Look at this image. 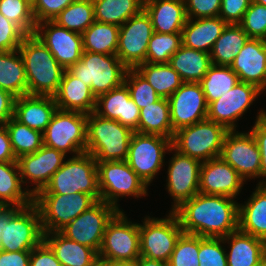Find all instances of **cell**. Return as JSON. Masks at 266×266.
Segmentation results:
<instances>
[{
	"instance_id": "cell-34",
	"label": "cell",
	"mask_w": 266,
	"mask_h": 266,
	"mask_svg": "<svg viewBox=\"0 0 266 266\" xmlns=\"http://www.w3.org/2000/svg\"><path fill=\"white\" fill-rule=\"evenodd\" d=\"M0 89L16 98L28 94L24 61L19 50L0 52Z\"/></svg>"
},
{
	"instance_id": "cell-61",
	"label": "cell",
	"mask_w": 266,
	"mask_h": 266,
	"mask_svg": "<svg viewBox=\"0 0 266 266\" xmlns=\"http://www.w3.org/2000/svg\"><path fill=\"white\" fill-rule=\"evenodd\" d=\"M7 207L8 206L4 202L0 201V213L3 212Z\"/></svg>"
},
{
	"instance_id": "cell-22",
	"label": "cell",
	"mask_w": 266,
	"mask_h": 266,
	"mask_svg": "<svg viewBox=\"0 0 266 266\" xmlns=\"http://www.w3.org/2000/svg\"><path fill=\"white\" fill-rule=\"evenodd\" d=\"M246 182L221 157L203 162L200 167L199 193L236 199Z\"/></svg>"
},
{
	"instance_id": "cell-37",
	"label": "cell",
	"mask_w": 266,
	"mask_h": 266,
	"mask_svg": "<svg viewBox=\"0 0 266 266\" xmlns=\"http://www.w3.org/2000/svg\"><path fill=\"white\" fill-rule=\"evenodd\" d=\"M120 27L94 21L81 35L83 51L113 55L118 48Z\"/></svg>"
},
{
	"instance_id": "cell-15",
	"label": "cell",
	"mask_w": 266,
	"mask_h": 266,
	"mask_svg": "<svg viewBox=\"0 0 266 266\" xmlns=\"http://www.w3.org/2000/svg\"><path fill=\"white\" fill-rule=\"evenodd\" d=\"M153 33L151 18L144 9L120 26L116 55L128 69H135L146 62Z\"/></svg>"
},
{
	"instance_id": "cell-57",
	"label": "cell",
	"mask_w": 266,
	"mask_h": 266,
	"mask_svg": "<svg viewBox=\"0 0 266 266\" xmlns=\"http://www.w3.org/2000/svg\"><path fill=\"white\" fill-rule=\"evenodd\" d=\"M17 161L16 156L13 153L7 128L4 125H0V162Z\"/></svg>"
},
{
	"instance_id": "cell-19",
	"label": "cell",
	"mask_w": 266,
	"mask_h": 266,
	"mask_svg": "<svg viewBox=\"0 0 266 266\" xmlns=\"http://www.w3.org/2000/svg\"><path fill=\"white\" fill-rule=\"evenodd\" d=\"M34 35L64 69H69L81 59L83 42L80 33L60 27L53 21H43L36 24Z\"/></svg>"
},
{
	"instance_id": "cell-52",
	"label": "cell",
	"mask_w": 266,
	"mask_h": 266,
	"mask_svg": "<svg viewBox=\"0 0 266 266\" xmlns=\"http://www.w3.org/2000/svg\"><path fill=\"white\" fill-rule=\"evenodd\" d=\"M187 18L200 19L219 16L221 0H184Z\"/></svg>"
},
{
	"instance_id": "cell-43",
	"label": "cell",
	"mask_w": 266,
	"mask_h": 266,
	"mask_svg": "<svg viewBox=\"0 0 266 266\" xmlns=\"http://www.w3.org/2000/svg\"><path fill=\"white\" fill-rule=\"evenodd\" d=\"M182 45V33H153L148 43L146 62L169 63L171 56Z\"/></svg>"
},
{
	"instance_id": "cell-25",
	"label": "cell",
	"mask_w": 266,
	"mask_h": 266,
	"mask_svg": "<svg viewBox=\"0 0 266 266\" xmlns=\"http://www.w3.org/2000/svg\"><path fill=\"white\" fill-rule=\"evenodd\" d=\"M61 110L90 114L95 111L96 96L90 86L65 69L56 94L53 96Z\"/></svg>"
},
{
	"instance_id": "cell-50",
	"label": "cell",
	"mask_w": 266,
	"mask_h": 266,
	"mask_svg": "<svg viewBox=\"0 0 266 266\" xmlns=\"http://www.w3.org/2000/svg\"><path fill=\"white\" fill-rule=\"evenodd\" d=\"M76 0H33L32 11L36 24L53 19Z\"/></svg>"
},
{
	"instance_id": "cell-29",
	"label": "cell",
	"mask_w": 266,
	"mask_h": 266,
	"mask_svg": "<svg viewBox=\"0 0 266 266\" xmlns=\"http://www.w3.org/2000/svg\"><path fill=\"white\" fill-rule=\"evenodd\" d=\"M238 230L266 242V184H257L244 204H238Z\"/></svg>"
},
{
	"instance_id": "cell-62",
	"label": "cell",
	"mask_w": 266,
	"mask_h": 266,
	"mask_svg": "<svg viewBox=\"0 0 266 266\" xmlns=\"http://www.w3.org/2000/svg\"><path fill=\"white\" fill-rule=\"evenodd\" d=\"M258 4L265 5L266 6V0H252Z\"/></svg>"
},
{
	"instance_id": "cell-53",
	"label": "cell",
	"mask_w": 266,
	"mask_h": 266,
	"mask_svg": "<svg viewBox=\"0 0 266 266\" xmlns=\"http://www.w3.org/2000/svg\"><path fill=\"white\" fill-rule=\"evenodd\" d=\"M252 0H221L219 16L227 24H239Z\"/></svg>"
},
{
	"instance_id": "cell-63",
	"label": "cell",
	"mask_w": 266,
	"mask_h": 266,
	"mask_svg": "<svg viewBox=\"0 0 266 266\" xmlns=\"http://www.w3.org/2000/svg\"><path fill=\"white\" fill-rule=\"evenodd\" d=\"M112 266H135L134 264H117Z\"/></svg>"
},
{
	"instance_id": "cell-24",
	"label": "cell",
	"mask_w": 266,
	"mask_h": 266,
	"mask_svg": "<svg viewBox=\"0 0 266 266\" xmlns=\"http://www.w3.org/2000/svg\"><path fill=\"white\" fill-rule=\"evenodd\" d=\"M94 112L103 118L116 120L133 131L138 128L140 108L130 97L129 90L124 83L99 95Z\"/></svg>"
},
{
	"instance_id": "cell-21",
	"label": "cell",
	"mask_w": 266,
	"mask_h": 266,
	"mask_svg": "<svg viewBox=\"0 0 266 266\" xmlns=\"http://www.w3.org/2000/svg\"><path fill=\"white\" fill-rule=\"evenodd\" d=\"M66 156L59 150L43 145L36 152L17 159L23 186L26 183L35 185L29 189L32 196L46 187L52 175L64 164Z\"/></svg>"
},
{
	"instance_id": "cell-14",
	"label": "cell",
	"mask_w": 266,
	"mask_h": 266,
	"mask_svg": "<svg viewBox=\"0 0 266 266\" xmlns=\"http://www.w3.org/2000/svg\"><path fill=\"white\" fill-rule=\"evenodd\" d=\"M113 205L97 201L72 220L60 233L67 239L99 252L107 223L118 212Z\"/></svg>"
},
{
	"instance_id": "cell-30",
	"label": "cell",
	"mask_w": 266,
	"mask_h": 266,
	"mask_svg": "<svg viewBox=\"0 0 266 266\" xmlns=\"http://www.w3.org/2000/svg\"><path fill=\"white\" fill-rule=\"evenodd\" d=\"M230 247L226 251L228 266H255L266 255V242L237 230L222 237Z\"/></svg>"
},
{
	"instance_id": "cell-17",
	"label": "cell",
	"mask_w": 266,
	"mask_h": 266,
	"mask_svg": "<svg viewBox=\"0 0 266 266\" xmlns=\"http://www.w3.org/2000/svg\"><path fill=\"white\" fill-rule=\"evenodd\" d=\"M168 152L174 153L169 160L166 179V189L174 201L170 211H174L184 201L199 193L202 163L197 159L179 153L173 147Z\"/></svg>"
},
{
	"instance_id": "cell-55",
	"label": "cell",
	"mask_w": 266,
	"mask_h": 266,
	"mask_svg": "<svg viewBox=\"0 0 266 266\" xmlns=\"http://www.w3.org/2000/svg\"><path fill=\"white\" fill-rule=\"evenodd\" d=\"M31 251L0 250V266H29Z\"/></svg>"
},
{
	"instance_id": "cell-18",
	"label": "cell",
	"mask_w": 266,
	"mask_h": 266,
	"mask_svg": "<svg viewBox=\"0 0 266 266\" xmlns=\"http://www.w3.org/2000/svg\"><path fill=\"white\" fill-rule=\"evenodd\" d=\"M263 93L257 86L238 82L232 89L208 105L207 119L223 125L228 131L236 130V123Z\"/></svg>"
},
{
	"instance_id": "cell-51",
	"label": "cell",
	"mask_w": 266,
	"mask_h": 266,
	"mask_svg": "<svg viewBox=\"0 0 266 266\" xmlns=\"http://www.w3.org/2000/svg\"><path fill=\"white\" fill-rule=\"evenodd\" d=\"M256 121L250 130L261 154V178L258 184H266V111L257 112Z\"/></svg>"
},
{
	"instance_id": "cell-31",
	"label": "cell",
	"mask_w": 266,
	"mask_h": 266,
	"mask_svg": "<svg viewBox=\"0 0 266 266\" xmlns=\"http://www.w3.org/2000/svg\"><path fill=\"white\" fill-rule=\"evenodd\" d=\"M43 241L51 248L62 266H89L98 258L94 249L67 239L60 232L44 233Z\"/></svg>"
},
{
	"instance_id": "cell-7",
	"label": "cell",
	"mask_w": 266,
	"mask_h": 266,
	"mask_svg": "<svg viewBox=\"0 0 266 266\" xmlns=\"http://www.w3.org/2000/svg\"><path fill=\"white\" fill-rule=\"evenodd\" d=\"M227 132L223 125L204 119L174 132L172 147L203 163L220 157Z\"/></svg>"
},
{
	"instance_id": "cell-1",
	"label": "cell",
	"mask_w": 266,
	"mask_h": 266,
	"mask_svg": "<svg viewBox=\"0 0 266 266\" xmlns=\"http://www.w3.org/2000/svg\"><path fill=\"white\" fill-rule=\"evenodd\" d=\"M222 195L198 193L173 212L183 233L201 237H225L238 230V203Z\"/></svg>"
},
{
	"instance_id": "cell-59",
	"label": "cell",
	"mask_w": 266,
	"mask_h": 266,
	"mask_svg": "<svg viewBox=\"0 0 266 266\" xmlns=\"http://www.w3.org/2000/svg\"><path fill=\"white\" fill-rule=\"evenodd\" d=\"M89 266H112L110 265L107 261H105L104 259L101 258H97L96 260H94Z\"/></svg>"
},
{
	"instance_id": "cell-6",
	"label": "cell",
	"mask_w": 266,
	"mask_h": 266,
	"mask_svg": "<svg viewBox=\"0 0 266 266\" xmlns=\"http://www.w3.org/2000/svg\"><path fill=\"white\" fill-rule=\"evenodd\" d=\"M127 67L116 54L107 55L83 51L81 59L68 70L90 86L96 98L124 83Z\"/></svg>"
},
{
	"instance_id": "cell-26",
	"label": "cell",
	"mask_w": 266,
	"mask_h": 266,
	"mask_svg": "<svg viewBox=\"0 0 266 266\" xmlns=\"http://www.w3.org/2000/svg\"><path fill=\"white\" fill-rule=\"evenodd\" d=\"M52 96L23 95L14 102V118L33 130L44 133L57 110Z\"/></svg>"
},
{
	"instance_id": "cell-5",
	"label": "cell",
	"mask_w": 266,
	"mask_h": 266,
	"mask_svg": "<svg viewBox=\"0 0 266 266\" xmlns=\"http://www.w3.org/2000/svg\"><path fill=\"white\" fill-rule=\"evenodd\" d=\"M65 160L50 182L37 194L87 193L100 201L97 161L88 152Z\"/></svg>"
},
{
	"instance_id": "cell-10",
	"label": "cell",
	"mask_w": 266,
	"mask_h": 266,
	"mask_svg": "<svg viewBox=\"0 0 266 266\" xmlns=\"http://www.w3.org/2000/svg\"><path fill=\"white\" fill-rule=\"evenodd\" d=\"M100 201L119 209V197L142 198L148 195V186L130 168L126 160L97 162Z\"/></svg>"
},
{
	"instance_id": "cell-3",
	"label": "cell",
	"mask_w": 266,
	"mask_h": 266,
	"mask_svg": "<svg viewBox=\"0 0 266 266\" xmlns=\"http://www.w3.org/2000/svg\"><path fill=\"white\" fill-rule=\"evenodd\" d=\"M43 234L33 202L25 207L8 206L0 213V250L31 251L43 241Z\"/></svg>"
},
{
	"instance_id": "cell-39",
	"label": "cell",
	"mask_w": 266,
	"mask_h": 266,
	"mask_svg": "<svg viewBox=\"0 0 266 266\" xmlns=\"http://www.w3.org/2000/svg\"><path fill=\"white\" fill-rule=\"evenodd\" d=\"M162 98H169L184 82L169 63H142L135 68Z\"/></svg>"
},
{
	"instance_id": "cell-23",
	"label": "cell",
	"mask_w": 266,
	"mask_h": 266,
	"mask_svg": "<svg viewBox=\"0 0 266 266\" xmlns=\"http://www.w3.org/2000/svg\"><path fill=\"white\" fill-rule=\"evenodd\" d=\"M230 68L240 82L266 90V40L250 38L237 54Z\"/></svg>"
},
{
	"instance_id": "cell-11",
	"label": "cell",
	"mask_w": 266,
	"mask_h": 266,
	"mask_svg": "<svg viewBox=\"0 0 266 266\" xmlns=\"http://www.w3.org/2000/svg\"><path fill=\"white\" fill-rule=\"evenodd\" d=\"M87 114L57 109L43 133V145L73 156L86 152Z\"/></svg>"
},
{
	"instance_id": "cell-13",
	"label": "cell",
	"mask_w": 266,
	"mask_h": 266,
	"mask_svg": "<svg viewBox=\"0 0 266 266\" xmlns=\"http://www.w3.org/2000/svg\"><path fill=\"white\" fill-rule=\"evenodd\" d=\"M171 147L172 139L134 131L129 143L126 162L149 186L158 172L165 166L164 157Z\"/></svg>"
},
{
	"instance_id": "cell-44",
	"label": "cell",
	"mask_w": 266,
	"mask_h": 266,
	"mask_svg": "<svg viewBox=\"0 0 266 266\" xmlns=\"http://www.w3.org/2000/svg\"><path fill=\"white\" fill-rule=\"evenodd\" d=\"M0 12L27 35L34 34L36 22L30 0H0Z\"/></svg>"
},
{
	"instance_id": "cell-20",
	"label": "cell",
	"mask_w": 266,
	"mask_h": 266,
	"mask_svg": "<svg viewBox=\"0 0 266 266\" xmlns=\"http://www.w3.org/2000/svg\"><path fill=\"white\" fill-rule=\"evenodd\" d=\"M168 101L173 132L207 119L208 104L200 83L184 82Z\"/></svg>"
},
{
	"instance_id": "cell-35",
	"label": "cell",
	"mask_w": 266,
	"mask_h": 266,
	"mask_svg": "<svg viewBox=\"0 0 266 266\" xmlns=\"http://www.w3.org/2000/svg\"><path fill=\"white\" fill-rule=\"evenodd\" d=\"M250 37L239 24H227L211 51V63L230 66Z\"/></svg>"
},
{
	"instance_id": "cell-54",
	"label": "cell",
	"mask_w": 266,
	"mask_h": 266,
	"mask_svg": "<svg viewBox=\"0 0 266 266\" xmlns=\"http://www.w3.org/2000/svg\"><path fill=\"white\" fill-rule=\"evenodd\" d=\"M29 266H62L51 248L42 241L31 250Z\"/></svg>"
},
{
	"instance_id": "cell-60",
	"label": "cell",
	"mask_w": 266,
	"mask_h": 266,
	"mask_svg": "<svg viewBox=\"0 0 266 266\" xmlns=\"http://www.w3.org/2000/svg\"><path fill=\"white\" fill-rule=\"evenodd\" d=\"M255 266H266V255H264Z\"/></svg>"
},
{
	"instance_id": "cell-41",
	"label": "cell",
	"mask_w": 266,
	"mask_h": 266,
	"mask_svg": "<svg viewBox=\"0 0 266 266\" xmlns=\"http://www.w3.org/2000/svg\"><path fill=\"white\" fill-rule=\"evenodd\" d=\"M5 126L17 159L23 155L32 154L43 146V133L21 124L14 117L9 119Z\"/></svg>"
},
{
	"instance_id": "cell-36",
	"label": "cell",
	"mask_w": 266,
	"mask_h": 266,
	"mask_svg": "<svg viewBox=\"0 0 266 266\" xmlns=\"http://www.w3.org/2000/svg\"><path fill=\"white\" fill-rule=\"evenodd\" d=\"M135 131L173 139L174 132L170 119L168 98H161L157 102L140 109V120Z\"/></svg>"
},
{
	"instance_id": "cell-46",
	"label": "cell",
	"mask_w": 266,
	"mask_h": 266,
	"mask_svg": "<svg viewBox=\"0 0 266 266\" xmlns=\"http://www.w3.org/2000/svg\"><path fill=\"white\" fill-rule=\"evenodd\" d=\"M199 236L182 233L171 254L168 266H199Z\"/></svg>"
},
{
	"instance_id": "cell-9",
	"label": "cell",
	"mask_w": 266,
	"mask_h": 266,
	"mask_svg": "<svg viewBox=\"0 0 266 266\" xmlns=\"http://www.w3.org/2000/svg\"><path fill=\"white\" fill-rule=\"evenodd\" d=\"M97 201L87 193L36 194V205L43 233L60 232L72 220L88 210Z\"/></svg>"
},
{
	"instance_id": "cell-33",
	"label": "cell",
	"mask_w": 266,
	"mask_h": 266,
	"mask_svg": "<svg viewBox=\"0 0 266 266\" xmlns=\"http://www.w3.org/2000/svg\"><path fill=\"white\" fill-rule=\"evenodd\" d=\"M0 201L15 207H25L33 202L29 189L22 188L17 161L0 162Z\"/></svg>"
},
{
	"instance_id": "cell-56",
	"label": "cell",
	"mask_w": 266,
	"mask_h": 266,
	"mask_svg": "<svg viewBox=\"0 0 266 266\" xmlns=\"http://www.w3.org/2000/svg\"><path fill=\"white\" fill-rule=\"evenodd\" d=\"M15 99L10 92L0 89V125H4L14 116Z\"/></svg>"
},
{
	"instance_id": "cell-58",
	"label": "cell",
	"mask_w": 266,
	"mask_h": 266,
	"mask_svg": "<svg viewBox=\"0 0 266 266\" xmlns=\"http://www.w3.org/2000/svg\"><path fill=\"white\" fill-rule=\"evenodd\" d=\"M135 266H168L167 262L155 259H149L144 256H140L135 262Z\"/></svg>"
},
{
	"instance_id": "cell-16",
	"label": "cell",
	"mask_w": 266,
	"mask_h": 266,
	"mask_svg": "<svg viewBox=\"0 0 266 266\" xmlns=\"http://www.w3.org/2000/svg\"><path fill=\"white\" fill-rule=\"evenodd\" d=\"M220 157L245 180L261 177V154L250 131H228Z\"/></svg>"
},
{
	"instance_id": "cell-38",
	"label": "cell",
	"mask_w": 266,
	"mask_h": 266,
	"mask_svg": "<svg viewBox=\"0 0 266 266\" xmlns=\"http://www.w3.org/2000/svg\"><path fill=\"white\" fill-rule=\"evenodd\" d=\"M95 21L122 26L144 9V0H93Z\"/></svg>"
},
{
	"instance_id": "cell-28",
	"label": "cell",
	"mask_w": 266,
	"mask_h": 266,
	"mask_svg": "<svg viewBox=\"0 0 266 266\" xmlns=\"http://www.w3.org/2000/svg\"><path fill=\"white\" fill-rule=\"evenodd\" d=\"M226 26L227 23L220 16L200 19L187 18L182 29V45L210 53L215 41Z\"/></svg>"
},
{
	"instance_id": "cell-27",
	"label": "cell",
	"mask_w": 266,
	"mask_h": 266,
	"mask_svg": "<svg viewBox=\"0 0 266 266\" xmlns=\"http://www.w3.org/2000/svg\"><path fill=\"white\" fill-rule=\"evenodd\" d=\"M155 33H182L187 15L184 0H145Z\"/></svg>"
},
{
	"instance_id": "cell-8",
	"label": "cell",
	"mask_w": 266,
	"mask_h": 266,
	"mask_svg": "<svg viewBox=\"0 0 266 266\" xmlns=\"http://www.w3.org/2000/svg\"><path fill=\"white\" fill-rule=\"evenodd\" d=\"M98 257L110 265L134 264L140 257L139 223L128 220L123 209L107 223Z\"/></svg>"
},
{
	"instance_id": "cell-2",
	"label": "cell",
	"mask_w": 266,
	"mask_h": 266,
	"mask_svg": "<svg viewBox=\"0 0 266 266\" xmlns=\"http://www.w3.org/2000/svg\"><path fill=\"white\" fill-rule=\"evenodd\" d=\"M25 66L29 95L54 96L65 69L34 35H27L18 48Z\"/></svg>"
},
{
	"instance_id": "cell-47",
	"label": "cell",
	"mask_w": 266,
	"mask_h": 266,
	"mask_svg": "<svg viewBox=\"0 0 266 266\" xmlns=\"http://www.w3.org/2000/svg\"><path fill=\"white\" fill-rule=\"evenodd\" d=\"M222 237L199 236V266H228Z\"/></svg>"
},
{
	"instance_id": "cell-45",
	"label": "cell",
	"mask_w": 266,
	"mask_h": 266,
	"mask_svg": "<svg viewBox=\"0 0 266 266\" xmlns=\"http://www.w3.org/2000/svg\"><path fill=\"white\" fill-rule=\"evenodd\" d=\"M124 84L129 90L130 97L140 109L162 98L136 69H127Z\"/></svg>"
},
{
	"instance_id": "cell-48",
	"label": "cell",
	"mask_w": 266,
	"mask_h": 266,
	"mask_svg": "<svg viewBox=\"0 0 266 266\" xmlns=\"http://www.w3.org/2000/svg\"><path fill=\"white\" fill-rule=\"evenodd\" d=\"M239 25L250 38L266 40V6L251 1Z\"/></svg>"
},
{
	"instance_id": "cell-32",
	"label": "cell",
	"mask_w": 266,
	"mask_h": 266,
	"mask_svg": "<svg viewBox=\"0 0 266 266\" xmlns=\"http://www.w3.org/2000/svg\"><path fill=\"white\" fill-rule=\"evenodd\" d=\"M169 64L178 72L183 82L193 83H199L212 65L209 53L184 45L171 56Z\"/></svg>"
},
{
	"instance_id": "cell-42",
	"label": "cell",
	"mask_w": 266,
	"mask_h": 266,
	"mask_svg": "<svg viewBox=\"0 0 266 266\" xmlns=\"http://www.w3.org/2000/svg\"><path fill=\"white\" fill-rule=\"evenodd\" d=\"M94 21L93 0H76L53 19L58 26L80 34Z\"/></svg>"
},
{
	"instance_id": "cell-49",
	"label": "cell",
	"mask_w": 266,
	"mask_h": 266,
	"mask_svg": "<svg viewBox=\"0 0 266 266\" xmlns=\"http://www.w3.org/2000/svg\"><path fill=\"white\" fill-rule=\"evenodd\" d=\"M27 34L0 12V52L18 50Z\"/></svg>"
},
{
	"instance_id": "cell-40",
	"label": "cell",
	"mask_w": 266,
	"mask_h": 266,
	"mask_svg": "<svg viewBox=\"0 0 266 266\" xmlns=\"http://www.w3.org/2000/svg\"><path fill=\"white\" fill-rule=\"evenodd\" d=\"M238 82V75L230 66L212 64L199 83L209 105L232 89Z\"/></svg>"
},
{
	"instance_id": "cell-4",
	"label": "cell",
	"mask_w": 266,
	"mask_h": 266,
	"mask_svg": "<svg viewBox=\"0 0 266 266\" xmlns=\"http://www.w3.org/2000/svg\"><path fill=\"white\" fill-rule=\"evenodd\" d=\"M134 131L95 112L87 115L86 152L97 162L126 160Z\"/></svg>"
},
{
	"instance_id": "cell-12",
	"label": "cell",
	"mask_w": 266,
	"mask_h": 266,
	"mask_svg": "<svg viewBox=\"0 0 266 266\" xmlns=\"http://www.w3.org/2000/svg\"><path fill=\"white\" fill-rule=\"evenodd\" d=\"M142 222L139 223L140 256L168 263L183 233L177 215L170 211L165 218L146 216Z\"/></svg>"
}]
</instances>
